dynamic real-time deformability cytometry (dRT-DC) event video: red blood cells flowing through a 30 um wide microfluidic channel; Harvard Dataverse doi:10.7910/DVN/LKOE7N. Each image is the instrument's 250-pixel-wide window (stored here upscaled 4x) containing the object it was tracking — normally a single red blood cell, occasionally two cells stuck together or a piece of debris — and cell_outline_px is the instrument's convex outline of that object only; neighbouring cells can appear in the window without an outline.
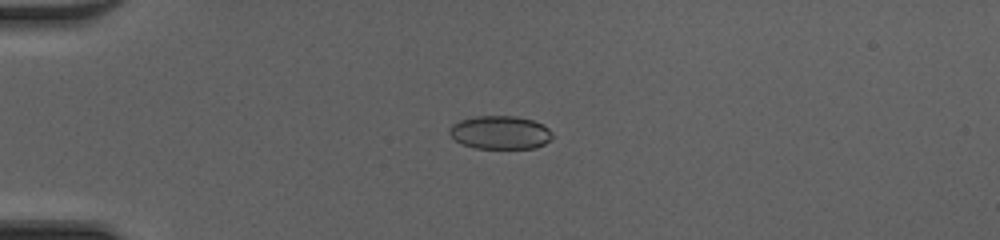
{"species": "common noctule bat (a hibernating species)", "species_latin": "Nyctalus noctula", "temperature_condition": "cold", "stored_images_in_passage": 50, "camera_frame_rate_fps": 3000, "um_per_image_px": 0.085, "animal": {"sex": "female", "body_mass_g": 20.0, "forearm_length_mm": 54.0}, "frame": {"image": 1, "passage_image": 14, "time_ms": 4.333, "image_size_px": [1000, 240], "cell_outline_px": [[552, 136], [544, 144], [536, 148], [476, 148], [464, 144], [456, 140], [448, 132], [448, 128], [452, 124], [460, 120], [476, 116], [516, 116], [532, 120], [544, 124], [552, 132]], "centroid_in_image_um": [42.52, 11.25], "position_along_channel_um": 42.5, "area_um2": 19.94}}
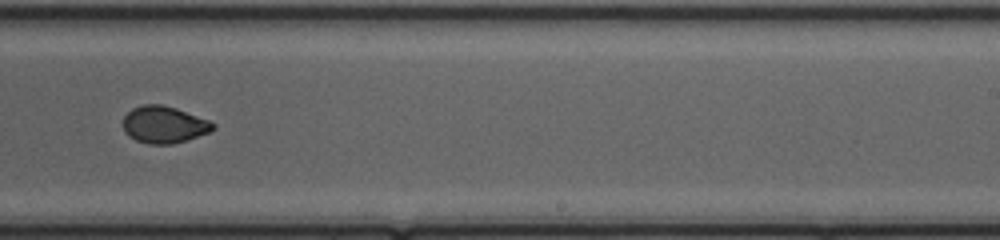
{"frame": {"image": 2, "passage_image": 33, "time_ms": 10.667, "image_size_px": [1000, 240], "cell_outline_px": [[216, 128], [208, 132], [172, 144], [148, 144], [136, 140], [128, 136], [124, 132], [124, 116], [132, 108], [144, 104], [160, 104], [176, 108], [208, 120], [216, 124]], "centroid_in_image_um": [13.92, 10.59], "position_along_channel_um": 275.1, "area_um2": 19.19}}
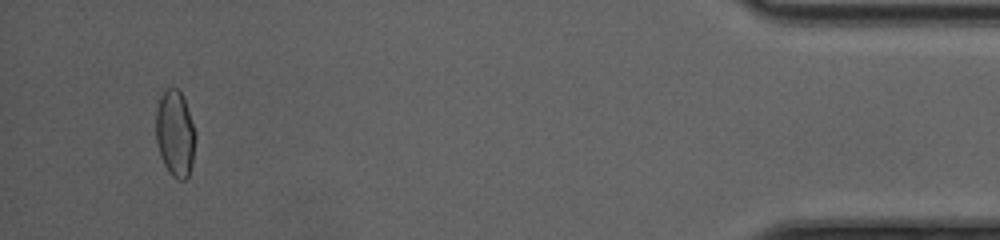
{"frame": {"image": 3, "passage_image": 48, "time_ms": 15.667, "image_size_px": [1000, 240], "cell_outline_px": [[196, 140], [192, 160], [188, 176], [184, 180], [176, 180], [168, 172], [160, 156], [156, 144], [156, 108], [160, 96], [168, 88], [176, 88], [180, 92], [184, 100], [196, 132]], "centroid_in_image_um": [14.87, 11.38], "position_along_channel_um": 420.3, "area_um2": 19.94}, "authors_computed_cell_mechanics": {"area_um2": 20.1722, "velocity_mm_per_s": 4.2433, "shape_relaxation_time_tau1_ms": null, "shape_relaxation_time_tau2_ms": 1.0968, "deformation_change_tau1": null, "deformation_change_tau2": 0.0437}}